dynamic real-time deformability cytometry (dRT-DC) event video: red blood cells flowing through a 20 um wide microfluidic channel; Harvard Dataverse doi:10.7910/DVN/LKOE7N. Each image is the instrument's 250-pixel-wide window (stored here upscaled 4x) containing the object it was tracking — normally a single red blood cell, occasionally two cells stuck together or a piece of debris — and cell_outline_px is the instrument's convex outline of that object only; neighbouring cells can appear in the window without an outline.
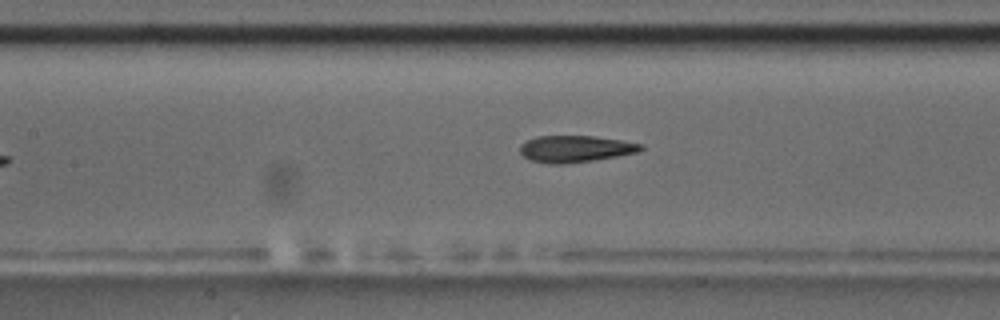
{"species": "common noctule bat (a hibernating species)", "species_latin": "Nyctalus noctula", "temperature_condition": "room temperature", "stored_images_in_passage": 7, "camera_frame_rate_fps": 3000, "um_per_image_px": 0.085, "animal": {"sex": "male", "body_mass_g": 17.5, "forearm_length_mm": 52.3}, "frame": {"image": 1, "passage_image": 7, "time_ms": 8.0, "image_size_px": [1000, 320], "cell_outline_px": [[644, 148], [636, 152], [616, 156], [592, 160], [560, 164], [552, 164], [532, 160], [524, 156], [520, 152], [520, 144], [536, 136], [592, 136], [620, 140], [644, 144]], "centroid_in_image_um": [48.89, 12.64], "position_along_channel_um": 158.5, "area_um2": 18.5}}